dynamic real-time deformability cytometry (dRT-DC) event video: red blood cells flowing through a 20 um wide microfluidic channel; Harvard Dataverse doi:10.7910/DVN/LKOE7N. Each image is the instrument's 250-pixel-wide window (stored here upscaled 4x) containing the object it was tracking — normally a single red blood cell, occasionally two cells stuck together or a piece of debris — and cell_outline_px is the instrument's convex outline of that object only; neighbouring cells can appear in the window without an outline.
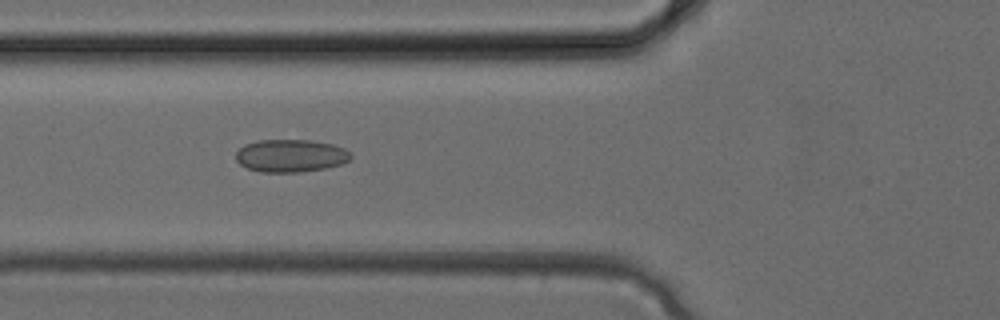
{"species": "common noctule bat (a hibernating species)", "species_latin": "Nyctalus noctula", "temperature_condition": "cold", "stored_images_in_passage": 32, "camera_frame_rate_fps": 3000, "um_per_image_px": 0.085, "animal": {"sex": "female", "body_mass_g": 24.6, "forearm_length_mm": 56.2}, "frame": {"image": 1, "passage_image": 11, "time_ms": 3.333, "image_size_px": [1000, 320], "cell_outline_px": [[352, 156], [348, 160], [340, 164], [324, 168], [300, 172], [260, 172], [248, 168], [240, 164], [236, 160], [236, 152], [244, 144], [260, 140], [312, 140], [332, 144], [344, 148]], "centroid_in_image_um": [24.68, 13.23], "position_along_channel_um": 101.1, "area_um2": 21.79}}
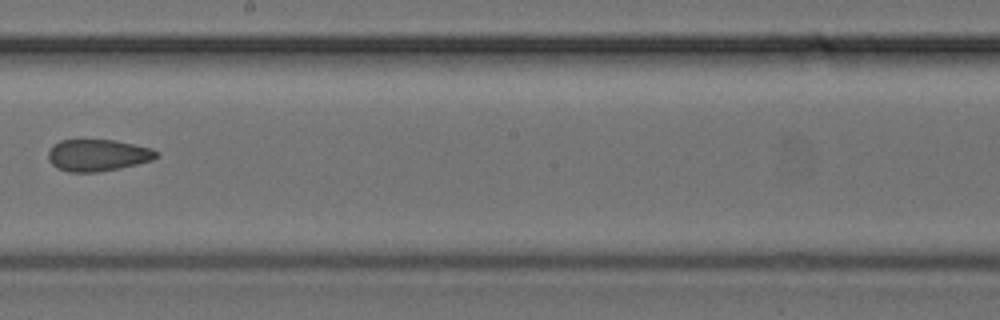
{"frame": {"image": 2, "passage_image": 18, "time_ms": 5.667, "image_size_px": [1000, 320], "cell_outline_px": [[160, 156], [152, 160], [120, 168], [100, 172], [68, 172], [56, 168], [48, 160], [48, 152], [52, 144], [60, 140], [116, 140], [152, 148], [160, 152]], "centroid_in_image_um": [8.31, 13.19], "position_along_channel_um": 239.9, "area_um2": 20.35}}
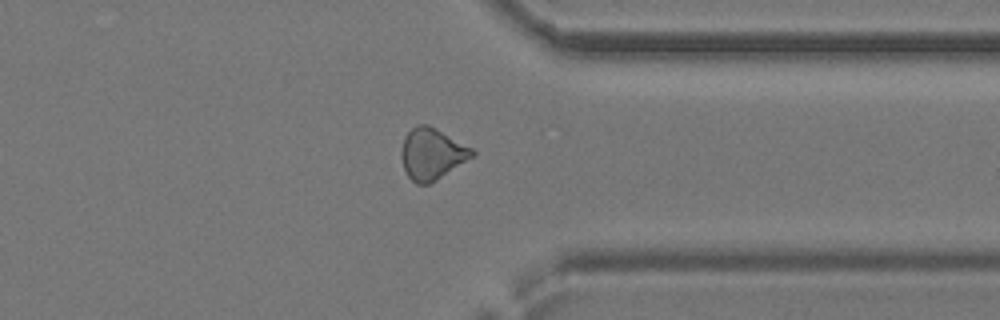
{"frame": {"image": 3, "passage_image": 25, "time_ms": 8.0, "image_size_px": [1000, 320], "cell_outline_px": [[476, 152], [472, 156], [436, 180], [428, 184], [416, 184], [408, 176], [404, 168], [400, 156], [400, 152], [404, 136], [416, 124], [428, 124], [472, 148]], "centroid_in_image_um": [36.66, 13.06], "position_along_channel_um": 374.7, "area_um2": 20.92}}